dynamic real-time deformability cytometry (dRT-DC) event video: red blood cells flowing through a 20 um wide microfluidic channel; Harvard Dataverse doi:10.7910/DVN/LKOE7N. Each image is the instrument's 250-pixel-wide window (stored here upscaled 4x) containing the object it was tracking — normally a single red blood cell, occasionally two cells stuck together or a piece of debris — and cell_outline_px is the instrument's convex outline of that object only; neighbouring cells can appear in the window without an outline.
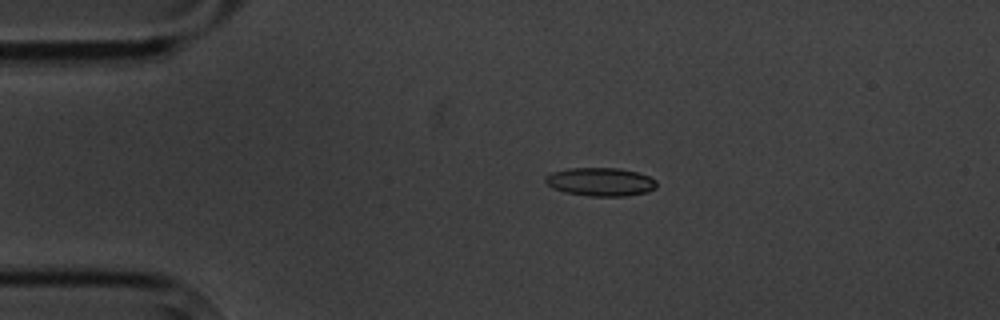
{"species": "common noctule bat (a hibernating species)", "species_latin": "Nyctalus noctula", "temperature_condition": "cold", "stored_images_in_passage": 3, "camera_frame_rate_fps": 3000, "um_per_image_px": 0.085, "animal": {"sex": "male", "body_mass_g": 20.1, "forearm_length_mm": 53.5}, "frame": {"image": 1, "passage_image": 2, "time_ms": 1.0, "image_size_px": [1000, 320], "cell_outline_px": [[656, 188], [648, 192], [624, 196], [588, 196], [564, 192], [552, 188], [544, 180], [544, 176], [552, 172], [568, 168], [616, 168], [636, 172], [648, 176], [656, 180]], "centroid_in_image_um": [51.02, 15.46], "position_along_channel_um": 34.0, "area_um2": 18.44}}